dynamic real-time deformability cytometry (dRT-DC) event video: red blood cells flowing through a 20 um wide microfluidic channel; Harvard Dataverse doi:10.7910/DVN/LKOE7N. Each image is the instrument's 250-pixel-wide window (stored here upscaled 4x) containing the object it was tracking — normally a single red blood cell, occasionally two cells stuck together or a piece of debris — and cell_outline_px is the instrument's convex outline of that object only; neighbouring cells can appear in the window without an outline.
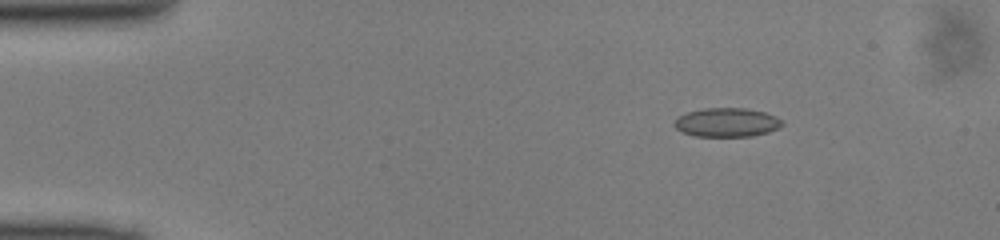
{"species": "common noctule bat (a hibernating species)", "species_latin": "Nyctalus noctula", "temperature_condition": "cold", "stored_images_in_passage": 49, "camera_frame_rate_fps": 3000, "um_per_image_px": 0.085, "animal": {"sex": "male", "body_mass_g": 13.0, "forearm_length_mm": 53.1}, "frame": {"image": 1, "passage_image": 7, "time_ms": 2.0, "image_size_px": [1000, 240], "cell_outline_px": [[784, 124], [780, 128], [768, 132], [752, 136], [696, 136], [684, 132], [676, 128], [672, 124], [676, 116], [688, 112], [704, 108], [748, 108], [764, 112], [776, 116], [784, 120]], "centroid_in_image_um": [61.8, 10.39], "position_along_channel_um": 23.2, "area_um2": 18.38}}
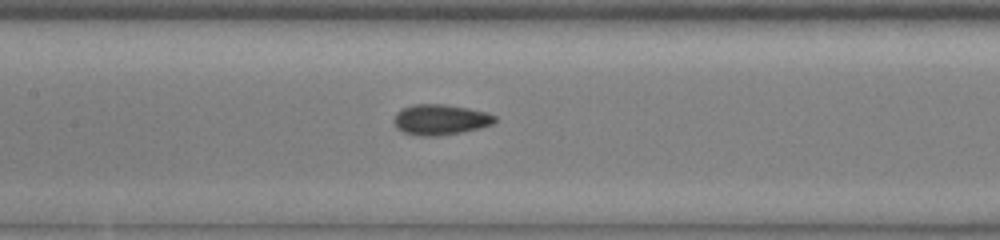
{"frame": {"image": 2, "passage_image": 23, "time_ms": 7.333, "image_size_px": [1000, 240], "cell_outline_px": [[496, 120], [492, 124], [480, 128], [440, 136], [420, 136], [404, 132], [396, 128], [392, 120], [396, 112], [400, 108], [412, 104], [444, 104], [468, 108], [488, 112], [496, 116]], "centroid_in_image_um": [37.39, 10.16], "position_along_channel_um": 170.0, "area_um2": 18.21}}
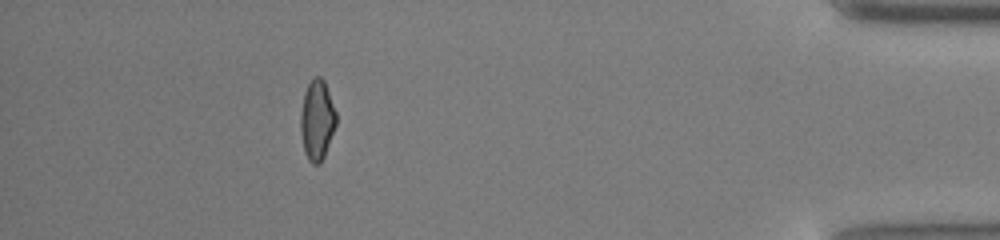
{"frame": {"image": 3, "passage_image": 44, "time_ms": 14.333, "image_size_px": [1000, 240], "cell_outline_px": [[336, 124], [324, 156], [320, 164], [312, 164], [308, 160], [304, 152], [300, 128], [300, 112], [304, 92], [308, 84], [316, 76], [320, 76], [324, 80], [336, 112]], "centroid_in_image_um": [26.93, 10.21], "position_along_channel_um": 408.3, "area_um2": 16.59}}